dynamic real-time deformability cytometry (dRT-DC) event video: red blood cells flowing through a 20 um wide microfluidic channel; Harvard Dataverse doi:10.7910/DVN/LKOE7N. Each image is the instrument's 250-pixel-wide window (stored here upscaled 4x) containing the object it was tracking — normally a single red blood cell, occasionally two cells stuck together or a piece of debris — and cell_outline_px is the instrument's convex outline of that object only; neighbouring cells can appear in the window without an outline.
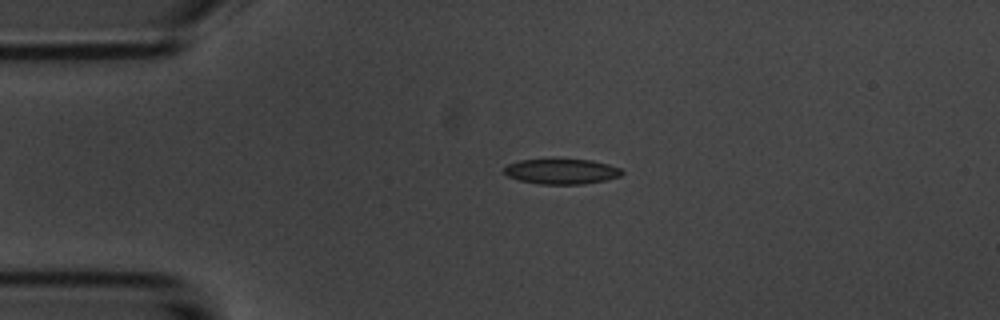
{"species": "common noctule bat (a hibernating species)", "species_latin": "Nyctalus noctula", "temperature_condition": "room temperature", "stored_images_in_passage": 2, "camera_frame_rate_fps": 3000, "um_per_image_px": 0.085, "animal": {"sex": "male", "body_mass_g": 20.1, "forearm_length_mm": 53.5}, "frame": {"image": 1, "passage_image": 1, "time_ms": 0.0, "image_size_px": [1000, 320], "cell_outline_px": [[624, 172], [620, 176], [604, 180], [584, 184], [540, 184], [520, 180], [508, 176], [504, 172], [504, 168], [508, 164], [520, 160], [592, 160], [608, 164], [620, 168]], "centroid_in_image_um": [47.74, 14.58], "position_along_channel_um": 37.3, "area_um2": 17.05}}